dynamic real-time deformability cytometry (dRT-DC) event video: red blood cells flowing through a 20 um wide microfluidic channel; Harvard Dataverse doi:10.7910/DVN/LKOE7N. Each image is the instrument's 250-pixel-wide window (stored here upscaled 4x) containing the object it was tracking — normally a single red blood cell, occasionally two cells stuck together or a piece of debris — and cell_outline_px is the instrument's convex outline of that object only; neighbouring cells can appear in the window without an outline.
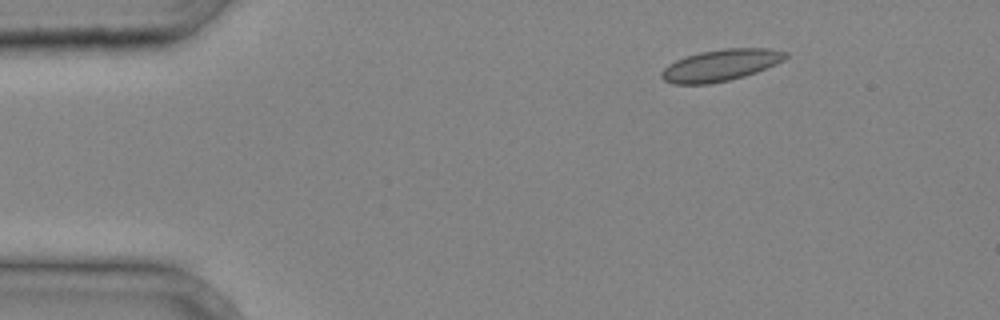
{"species": "common noctule bat (a hibernating species)", "species_latin": "Nyctalus noctula", "temperature_condition": "cold", "stored_images_in_passage": 4, "camera_frame_rate_fps": 3000, "um_per_image_px": 0.085, "animal": {"sex": "male", "body_mass_g": 20.4}, "frame": {"image": 1, "passage_image": 2, "time_ms": 0.333, "image_size_px": [1000, 320], "cell_outline_px": [[788, 56], [784, 60], [776, 64], [756, 72], [744, 76], [728, 80], [708, 84], [672, 84], [664, 80], [660, 76], [660, 72], [668, 64], [676, 60], [700, 52], [724, 48], [772, 48], [788, 52]], "centroid_in_image_um": [61.26, 5.54], "position_along_channel_um": 23.7, "area_um2": 22.89}}
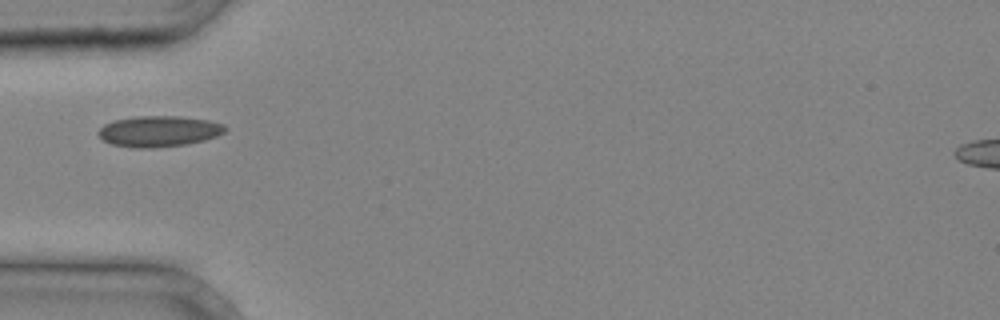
{"frame": {"image": 2, "passage_image": 4, "time_ms": 1.0, "image_size_px": [1000, 320], "cell_outline_px": [[228, 128], [224, 132], [216, 136], [204, 140], [188, 144], [152, 148], [132, 148], [112, 144], [104, 140], [96, 132], [104, 124], [112, 120], [136, 116], [180, 116], [208, 120], [224, 124]], "centroid_in_image_um": [13.5, 11.15], "position_along_channel_um": 71.5, "area_um2": 23.0}}